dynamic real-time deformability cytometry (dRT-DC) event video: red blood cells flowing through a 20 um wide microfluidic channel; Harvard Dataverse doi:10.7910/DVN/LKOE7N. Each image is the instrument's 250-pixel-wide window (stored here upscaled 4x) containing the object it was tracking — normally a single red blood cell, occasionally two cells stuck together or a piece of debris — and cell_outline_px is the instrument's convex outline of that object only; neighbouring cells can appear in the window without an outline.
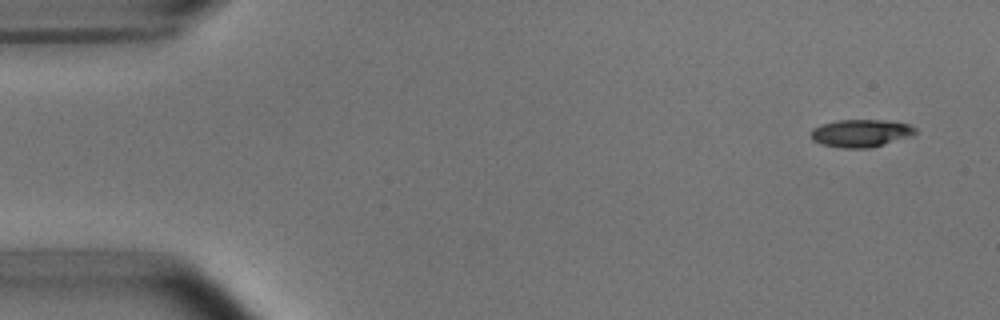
{"species": "common noctule bat (a hibernating species)", "species_latin": "Nyctalus noctula", "temperature_condition": "room temperature", "stored_images_in_passage": 5, "camera_frame_rate_fps": 3000, "um_per_image_px": 0.085, "animal": {"sex": "male", "body_mass_g": 15.6}, "frame": {"image": 1, "passage_image": 1, "time_ms": 0.0, "image_size_px": [1000, 320], "cell_outline_px": [[916, 132], [912, 136], [868, 148], [844, 148], [824, 144], [812, 140], [812, 128], [820, 124], [836, 120], [884, 120], [912, 124], [916, 128]], "centroid_in_image_um": [73.19, 11.3], "position_along_channel_um": 11.8, "area_um2": 16.76}}
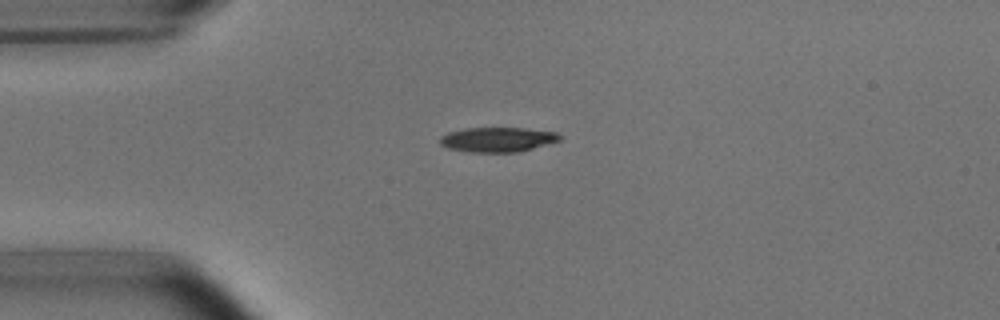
{"frame": {"image": 2, "passage_image": 4, "time_ms": 3.333, "image_size_px": [1000, 320], "cell_outline_px": [[560, 140], [532, 148], [516, 152], [472, 152], [448, 148], [440, 144], [440, 136], [448, 132], [464, 128], [520, 128], [556, 132], [560, 136]], "centroid_in_image_um": [42.24, 11.85], "position_along_channel_um": 42.8, "area_um2": 16.99}}